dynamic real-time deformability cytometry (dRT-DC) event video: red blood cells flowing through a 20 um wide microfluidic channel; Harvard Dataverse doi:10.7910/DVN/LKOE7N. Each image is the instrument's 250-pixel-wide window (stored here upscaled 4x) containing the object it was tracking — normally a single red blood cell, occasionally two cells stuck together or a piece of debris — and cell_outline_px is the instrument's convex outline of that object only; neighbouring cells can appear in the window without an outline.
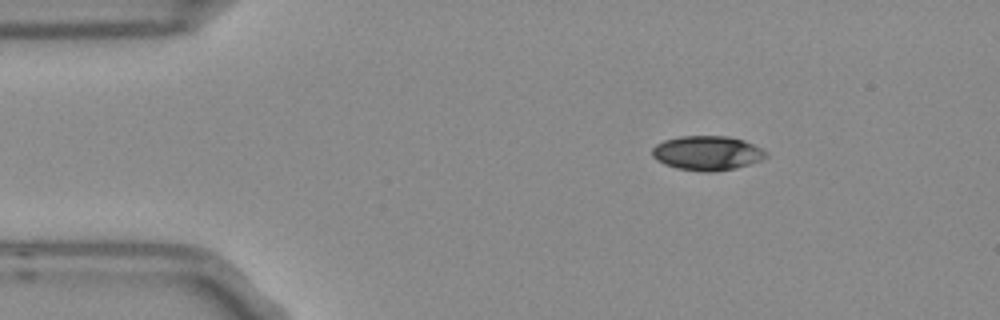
{"species": "Egyptian fruit bat (a non-hibernating species)", "species_latin": "Rousettus aegyptiacus", "temperature_condition": "room temperature", "stored_images_in_passage": 3, "camera_frame_rate_fps": 3000, "um_per_image_px": 0.085, "frame": {"image": 1, "passage_image": 1, "time_ms": 0.0, "image_size_px": [1000, 320], "cell_outline_px": [[768, 156], [760, 160], [736, 168], [712, 172], [704, 172], [676, 168], [664, 164], [656, 160], [652, 156], [652, 148], [656, 144], [664, 140], [680, 136], [728, 136], [744, 140], [764, 148], [768, 152]], "centroid_in_image_um": [60.12, 13.0], "position_along_channel_um": 24.9, "area_um2": 23.06}}
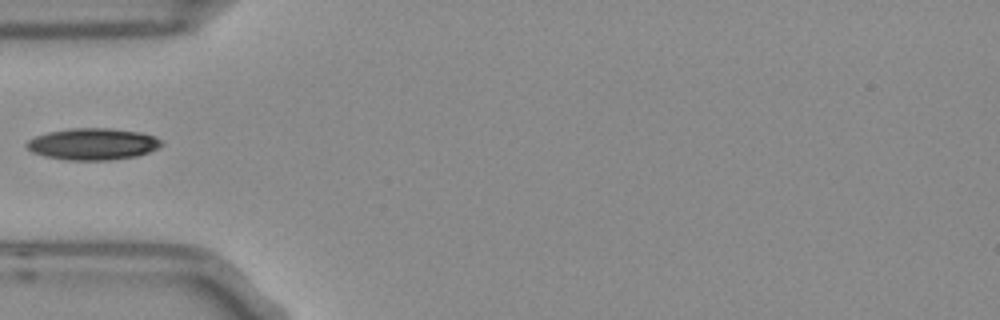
{"frame": {"image": 2, "passage_image": 3, "time_ms": 0.667, "image_size_px": [1000, 320], "cell_outline_px": [[164, 144], [148, 152], [136, 156], [108, 160], [68, 160], [44, 156], [32, 152], [24, 144], [28, 140], [36, 136], [48, 132], [72, 128], [112, 128], [140, 132], [152, 136], [160, 140]], "centroid_in_image_um": [7.86, 12.24], "position_along_channel_um": 77.1, "area_um2": 24.74}}